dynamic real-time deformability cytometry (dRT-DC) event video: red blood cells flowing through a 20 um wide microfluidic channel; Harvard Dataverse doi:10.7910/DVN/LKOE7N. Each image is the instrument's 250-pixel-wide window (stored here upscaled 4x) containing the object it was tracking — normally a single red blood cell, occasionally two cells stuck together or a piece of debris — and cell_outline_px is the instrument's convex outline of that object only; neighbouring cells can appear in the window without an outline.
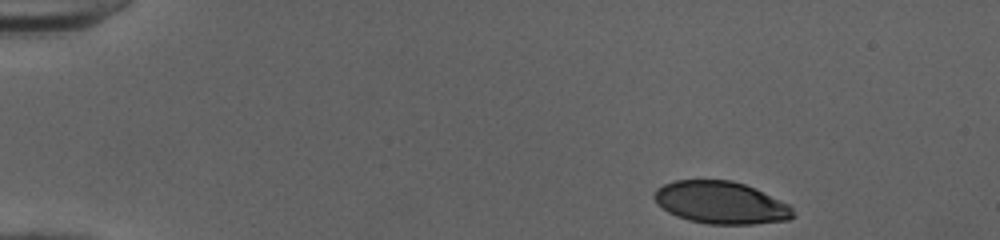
{"species": "human", "species_latin": "Homo sapiens", "temperature_condition": "cold", "stored_images_in_passage": 41, "camera_frame_rate_fps": 3000, "um_per_image_px": 0.085, "donor": {"sex": "female"}, "frame": {"image": 1, "passage_image": 1, "time_ms": 0.0, "image_size_px": [1000, 240], "cell_outline_px": [[796, 216], [788, 220], [752, 224], [708, 224], [688, 220], [676, 216], [668, 212], [652, 196], [656, 188], [664, 184], [676, 180], [732, 180], [756, 188], [788, 204], [792, 208]], "centroid_in_image_um": [61.29, 17.22], "position_along_channel_um": 23.7, "area_um2": 34.28}}
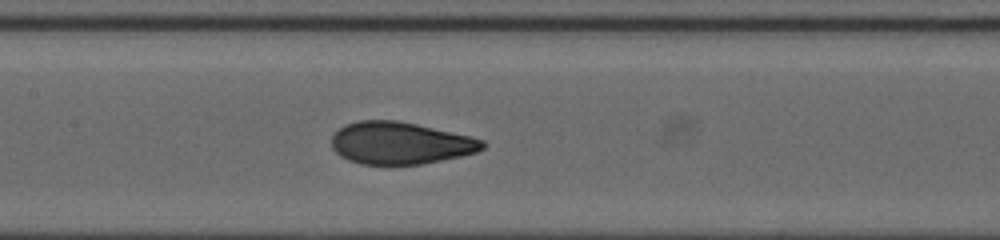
{"frame": {"image": 2, "passage_image": 20, "time_ms": 6.333, "image_size_px": [1000, 240], "cell_outline_px": [[484, 148], [476, 152], [460, 156], [424, 164], [360, 164], [348, 160], [340, 156], [332, 148], [332, 136], [344, 124], [360, 120], [396, 120], [416, 124], [468, 136], [484, 140]], "centroid_in_image_um": [33.98, 12.16], "position_along_channel_um": 173.4, "area_um2": 36.88}}
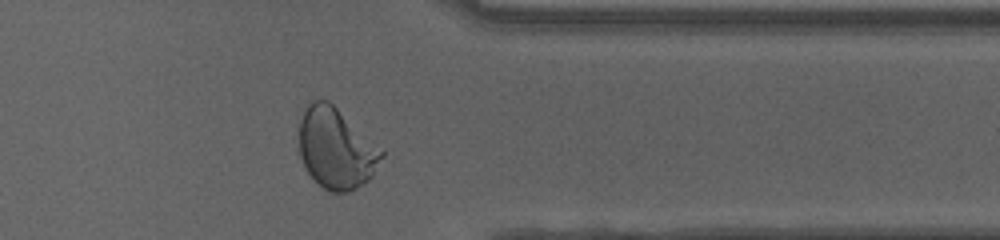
{"frame": {"image": 3, "passage_image": 36, "time_ms": 11.667, "image_size_px": [1000, 240], "cell_outline_px": [[384, 156], [372, 176], [368, 180], [356, 188], [348, 192], [328, 192], [304, 168], [300, 156], [300, 120], [308, 104], [312, 100], [328, 100], [384, 148]], "centroid_in_image_um": [28.61, 12.61], "position_along_channel_um": 382.8, "area_um2": 38.96}, "authors_computed_cell_mechanics": {"area_um2": 37.3388, "velocity_mm_per_s": 4.0263, "shape_relaxation_time_tau1_ms": 5.2632, "shape_relaxation_time_tau2_ms": null, "deformation_change_tau1": 0.2231, "deformation_change_tau2": null}}